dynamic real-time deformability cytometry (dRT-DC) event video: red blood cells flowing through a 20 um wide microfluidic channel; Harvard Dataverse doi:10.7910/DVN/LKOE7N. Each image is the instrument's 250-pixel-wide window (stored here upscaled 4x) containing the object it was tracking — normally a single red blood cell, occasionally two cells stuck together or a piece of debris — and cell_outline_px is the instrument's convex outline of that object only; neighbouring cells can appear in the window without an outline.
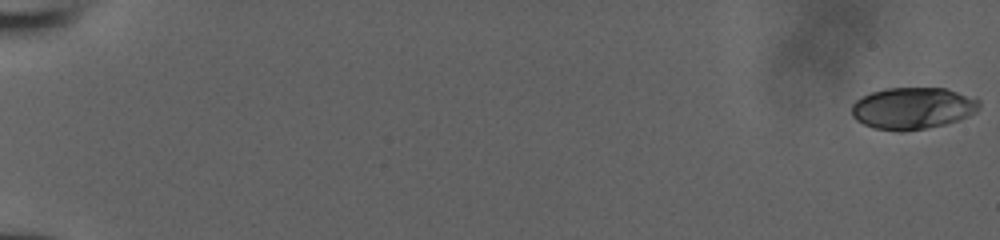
{"species": "human", "species_latin": "Homo sapiens", "temperature_condition": "room temperature", "stored_images_in_passage": 53, "camera_frame_rate_fps": 3000, "um_per_image_px": 0.085, "donor": {"sex": "male"}, "frame": {"image": 1, "passage_image": 1, "time_ms": 0.0, "image_size_px": [1000, 240], "cell_outline_px": [[980, 104], [976, 112], [968, 116], [944, 124], [904, 132], [896, 132], [872, 128], [856, 120], [852, 116], [852, 104], [856, 100], [872, 92], [884, 88], [944, 88], [980, 100]], "centroid_in_image_um": [77.54, 9.21], "position_along_channel_um": 7.5, "area_um2": 30.98}}
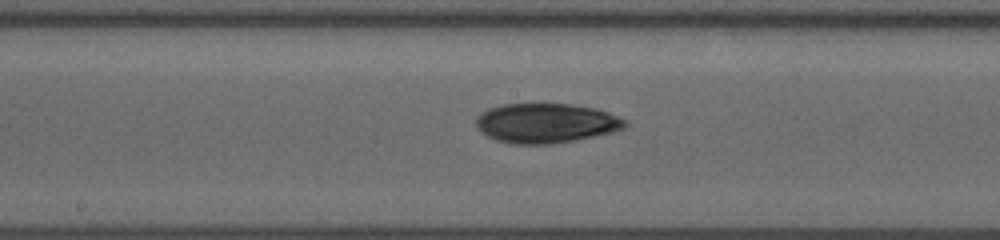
{"frame": {"image": 2, "passage_image": 31, "time_ms": 10.0, "image_size_px": [1000, 240], "cell_outline_px": [[628, 124], [624, 128], [612, 132], [576, 140], [552, 144], [512, 144], [496, 140], [488, 136], [476, 124], [476, 120], [480, 112], [488, 108], [504, 104], [572, 104], [596, 108], [608, 112], [628, 120]], "centroid_in_image_um": [46.45, 10.46], "position_along_channel_um": 201.8, "area_um2": 34.45}}
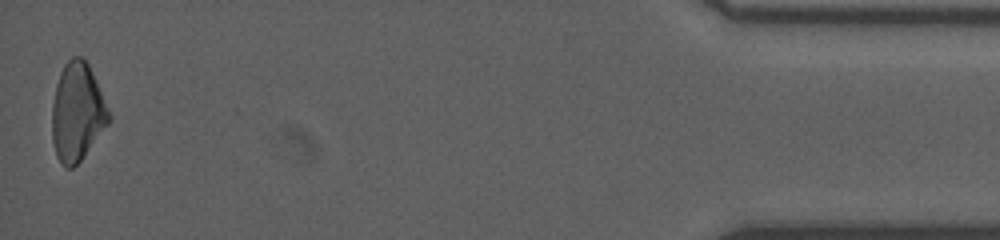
{"frame": {"image": 3, "passage_image": 53, "time_ms": 17.333, "image_size_px": [1000, 240], "cell_outline_px": [[112, 120], [80, 160], [72, 168], [64, 168], [60, 164], [56, 156], [52, 140], [52, 104], [56, 84], [60, 72], [64, 64], [72, 56], [80, 56], [88, 64], [112, 116]], "centroid_in_image_um": [6.55, 9.55], "position_along_channel_um": 428.6, "area_um2": 32.54}}